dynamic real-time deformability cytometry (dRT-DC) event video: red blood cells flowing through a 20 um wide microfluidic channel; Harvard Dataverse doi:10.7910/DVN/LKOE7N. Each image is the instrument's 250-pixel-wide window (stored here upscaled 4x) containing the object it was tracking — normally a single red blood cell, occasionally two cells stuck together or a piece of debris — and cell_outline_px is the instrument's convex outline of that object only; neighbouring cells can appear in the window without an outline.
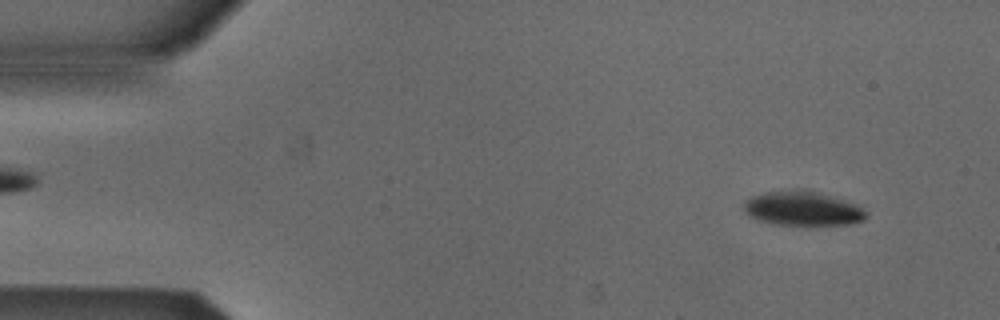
{"species": "Egyptian fruit bat (a non-hibernating species)", "species_latin": "Rousettus aegyptiacus", "temperature_condition": "cold", "stored_images_in_passage": 46, "camera_frame_rate_fps": 3000, "um_per_image_px": 0.085, "animal": {"sex": "male"}, "frame": {"image": 1, "passage_image": 4, "time_ms": 1.0, "image_size_px": [1000, 320], "cell_outline_px": [[868, 216], [864, 220], [852, 224], [808, 228], [780, 224], [760, 220], [748, 216], [744, 212], [744, 200], [752, 196], [764, 192], [812, 192], [828, 196], [852, 204], [868, 212]], "centroid_in_image_um": [68.22, 17.82], "position_along_channel_um": 16.8, "area_um2": 24.28}}
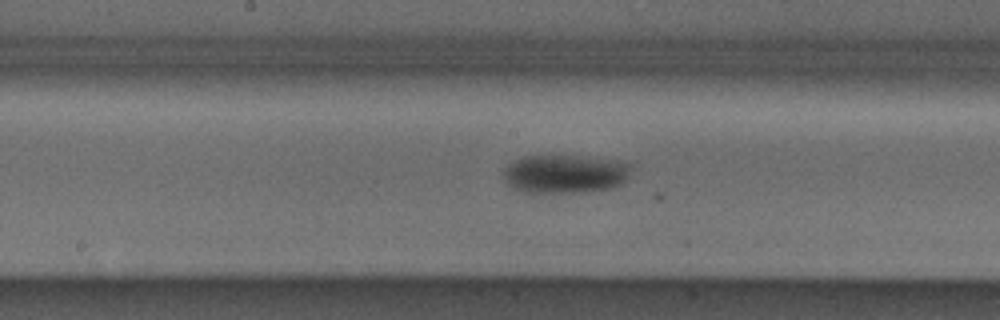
{"frame": {"image": 2, "passage_image": 26, "time_ms": 8.333, "image_size_px": [1000, 320], "cell_outline_px": [[632, 164], [628, 176], [620, 184], [612, 188], [580, 192], [528, 192], [512, 188], [508, 184], [504, 176], [504, 168], [508, 164], [524, 156], [580, 156], [616, 160]], "centroid_in_image_um": [48.03, 14.77], "position_along_channel_um": 200.2, "area_um2": 28.44}}
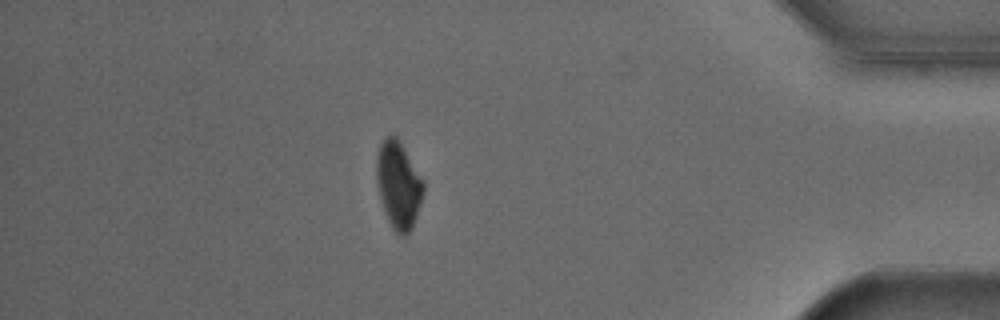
{"frame": {"image": 3, "passage_image": 45, "time_ms": 14.667, "image_size_px": [1000, 320], "cell_outline_px": [[424, 192], [412, 228], [404, 236], [400, 236], [392, 228], [388, 220], [380, 196], [376, 176], [376, 156], [380, 144], [388, 136], [396, 136], [424, 180]], "centroid_in_image_um": [33.87, 15.73], "position_along_channel_um": 401.3, "area_um2": 23.47}, "authors_computed_cell_mechanics": {"area_um2": 26.3857, "velocity_mm_per_s": 3.8586, "shape_relaxation_time_tau1_ms": 2.2001, "shape_relaxation_time_tau2_ms": null, "deformation_change_tau1": 0.0914, "deformation_change_tau2": null}}